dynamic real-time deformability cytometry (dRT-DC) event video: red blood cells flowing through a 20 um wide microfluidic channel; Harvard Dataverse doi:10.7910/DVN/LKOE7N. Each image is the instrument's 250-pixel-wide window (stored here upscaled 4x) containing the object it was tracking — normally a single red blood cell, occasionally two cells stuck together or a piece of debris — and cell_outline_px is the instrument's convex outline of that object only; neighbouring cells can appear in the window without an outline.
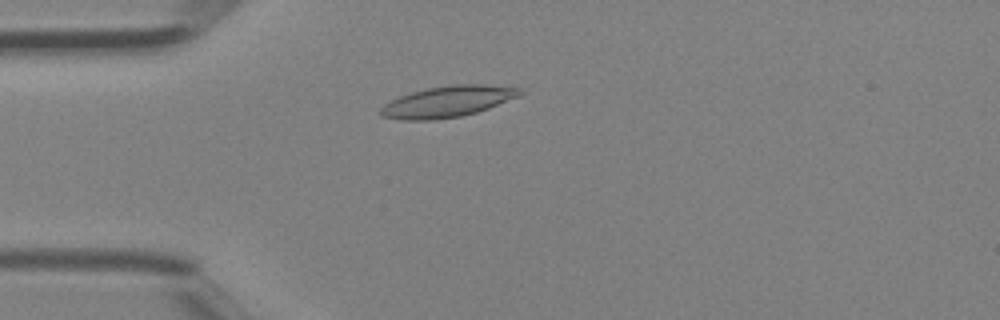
{"species": "Egyptian fruit bat (a non-hibernating species)", "species_latin": "Rousettus aegyptiacus", "temperature_condition": "room temperature", "stored_images_in_passage": 41, "camera_frame_rate_fps": 3000, "um_per_image_px": 0.085, "animal": {"sex": "female"}, "frame": {"image": 1, "passage_image": 10, "time_ms": 3.0, "image_size_px": [1000, 320], "cell_outline_px": [[524, 92], [520, 96], [488, 108], [476, 112], [460, 116], [432, 120], [400, 120], [380, 116], [380, 108], [384, 104], [400, 96], [412, 92], [428, 88], [456, 84], [484, 84], [520, 88]], "centroid_in_image_um": [38.05, 8.63], "position_along_channel_um": 47.0, "area_um2": 25.14}}
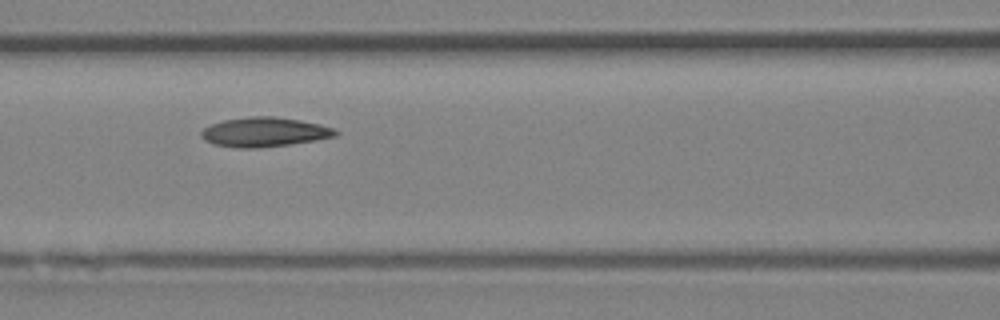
{"frame": {"image": 2, "passage_image": 17, "time_ms": 5.333, "image_size_px": [1000, 320], "cell_outline_px": [[340, 132], [336, 136], [316, 140], [260, 148], [236, 148], [212, 144], [204, 140], [200, 136], [200, 132], [204, 128], [212, 124], [224, 120], [252, 116], [272, 116], [300, 120], [320, 124], [332, 128]], "centroid_in_image_um": [22.45, 11.23], "position_along_channel_um": 144.2, "area_um2": 23.06}}
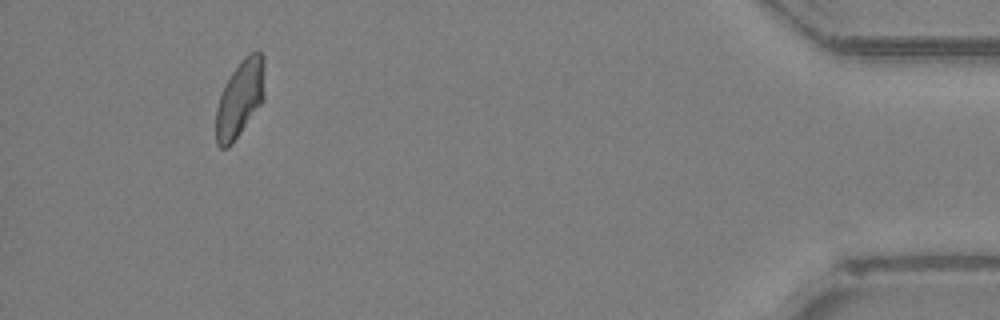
{"frame": {"image": 3, "passage_image": 38, "time_ms": 12.333, "image_size_px": [1000, 320], "cell_outline_px": [[264, 100], [232, 144], [228, 148], [220, 148], [216, 144], [216, 108], [224, 84], [240, 60], [244, 56], [252, 52], [260, 52], [264, 56]], "centroid_in_image_um": [20.39, 8.38], "position_along_channel_um": 414.8, "area_um2": 21.96}}